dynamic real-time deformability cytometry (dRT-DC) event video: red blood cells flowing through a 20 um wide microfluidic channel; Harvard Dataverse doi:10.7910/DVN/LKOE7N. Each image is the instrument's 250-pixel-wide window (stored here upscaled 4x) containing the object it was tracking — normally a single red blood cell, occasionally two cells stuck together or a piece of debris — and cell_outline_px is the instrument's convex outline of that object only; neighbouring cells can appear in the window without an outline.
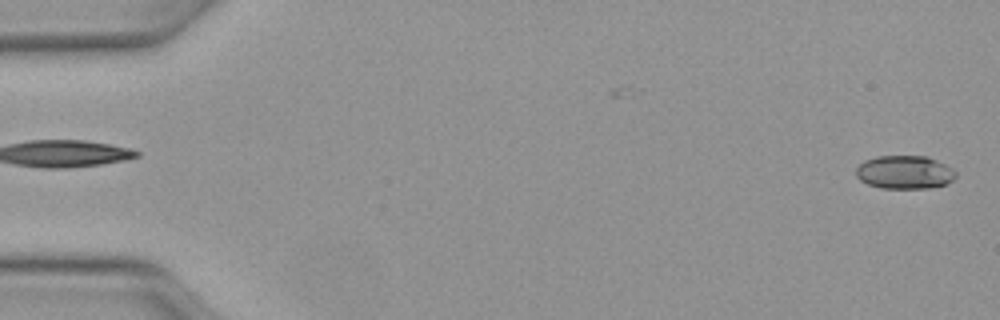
{"species": "Egyptian fruit bat (a non-hibernating species)", "species_latin": "Rousettus aegyptiacus", "temperature_condition": "warm", "stored_images_in_passage": 12, "camera_frame_rate_fps": 3000, "um_per_image_px": 0.085, "animal": {"sex": "female"}, "frame": {"image": 1, "passage_image": 1, "time_ms": 0.0, "image_size_px": [1000, 320], "cell_outline_px": [[956, 176], [948, 184], [928, 188], [880, 188], [868, 184], [860, 180], [856, 176], [856, 168], [864, 160], [876, 156], [928, 156], [952, 168], [956, 172]], "centroid_in_image_um": [76.89, 14.64], "position_along_channel_um": 8.1, "area_um2": 19.48}}